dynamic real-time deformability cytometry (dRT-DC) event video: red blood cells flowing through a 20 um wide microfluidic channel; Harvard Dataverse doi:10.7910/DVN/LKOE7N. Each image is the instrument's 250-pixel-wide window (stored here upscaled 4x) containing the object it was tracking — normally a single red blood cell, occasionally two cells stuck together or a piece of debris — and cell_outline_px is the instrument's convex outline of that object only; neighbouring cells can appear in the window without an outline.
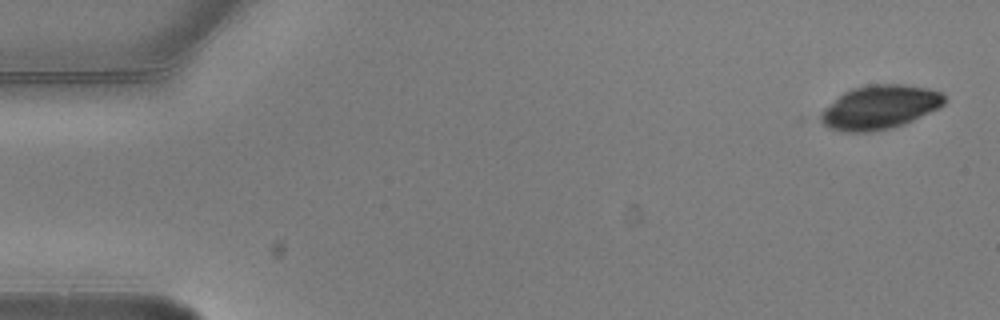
{"species": "common noctule bat (a hibernating species)", "species_latin": "Nyctalus noctula", "temperature_condition": "warm", "stored_images_in_passage": 4, "camera_frame_rate_fps": 3000, "um_per_image_px": 0.085, "animal": {"sex": "male", "body_mass_g": 20.5, "forearm_length_mm": 52.5}, "frame": {"image": 1, "passage_image": 1, "time_ms": 0.0, "image_size_px": [1000, 320], "cell_outline_px": [[948, 100], [940, 108], [904, 124], [892, 128], [868, 132], [844, 132], [828, 128], [816, 120], [812, 116], [844, 92], [852, 88], [868, 84], [904, 84], [928, 88], [944, 92]], "centroid_in_image_um": [74.73, 9.12], "position_along_channel_um": 10.3, "area_um2": 32.6}}